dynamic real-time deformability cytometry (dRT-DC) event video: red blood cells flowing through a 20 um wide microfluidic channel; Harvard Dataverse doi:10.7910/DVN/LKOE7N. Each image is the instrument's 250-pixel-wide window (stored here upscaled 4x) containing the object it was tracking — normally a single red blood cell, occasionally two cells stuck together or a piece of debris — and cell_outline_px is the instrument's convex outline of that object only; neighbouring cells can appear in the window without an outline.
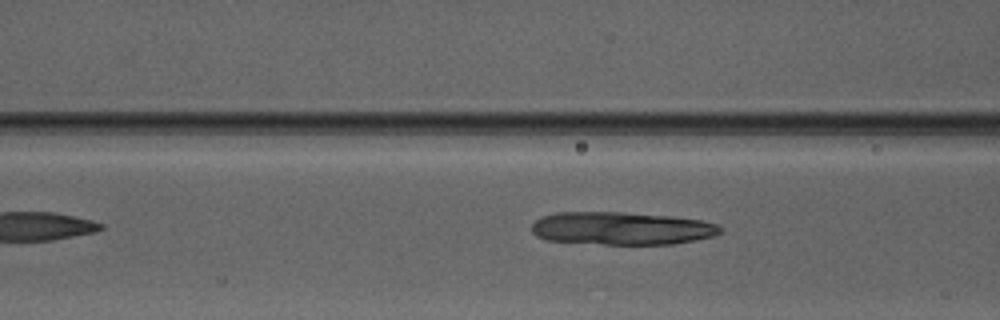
{"species": "Egyptian fruit bat (a non-hibernating species)", "species_latin": "Rousettus aegyptiacus", "temperature_condition": "warm", "stored_images_in_passage": 4, "segment_of_instrument_passage": [2, 2], "camera_frame_rate_fps": 3000, "um_per_image_px": 0.085, "animal": {"sex": "male"}, "frame": {"image": 1, "passage_image": 4, "time_ms": 3.667, "image_size_px": [1000, 320], "cell_outline_px": [[720, 232], [716, 236], [672, 244], [604, 244], [544, 240], [536, 236], [532, 232], [532, 224], [536, 220], [544, 216], [556, 212], [620, 212], [672, 216], [700, 220], [716, 224], [720, 228]], "centroid_in_image_um": [52.81, 19.41], "position_along_channel_um": 113.8, "area_um2": 36.07}}